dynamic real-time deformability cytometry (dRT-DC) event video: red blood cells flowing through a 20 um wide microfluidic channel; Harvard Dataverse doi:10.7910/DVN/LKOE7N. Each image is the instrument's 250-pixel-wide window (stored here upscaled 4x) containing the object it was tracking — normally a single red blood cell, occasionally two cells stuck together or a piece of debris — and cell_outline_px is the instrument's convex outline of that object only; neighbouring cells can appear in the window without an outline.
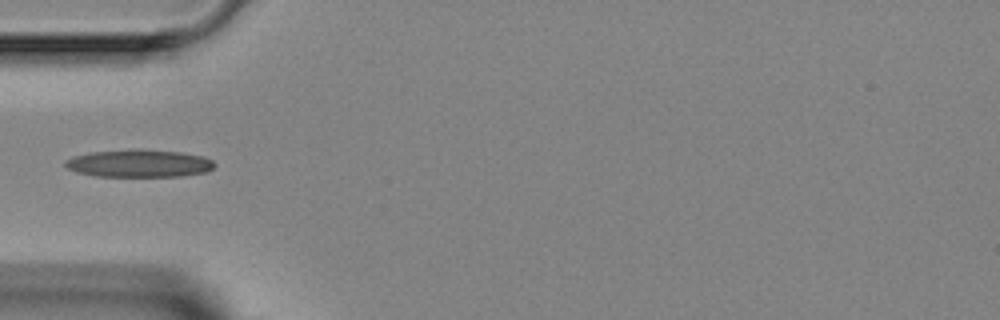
{"species": "Egyptian fruit bat (a non-hibernating species)", "species_latin": "Rousettus aegyptiacus", "temperature_condition": "room temperature", "stored_images_in_passage": 3, "camera_frame_rate_fps": 3000, "um_per_image_px": 0.085, "animal": {"sex": "female"}, "frame": {"image": 1, "passage_image": 3, "time_ms": 2.333, "image_size_px": [1000, 320], "cell_outline_px": [[216, 164], [208, 172], [184, 176], [96, 176], [76, 172], [68, 168], [64, 164], [64, 160], [72, 156], [92, 152], [136, 148], [180, 152], [204, 156], [212, 160]], "centroid_in_image_um": [11.83, 13.88], "position_along_channel_um": 73.2, "area_um2": 24.28}}